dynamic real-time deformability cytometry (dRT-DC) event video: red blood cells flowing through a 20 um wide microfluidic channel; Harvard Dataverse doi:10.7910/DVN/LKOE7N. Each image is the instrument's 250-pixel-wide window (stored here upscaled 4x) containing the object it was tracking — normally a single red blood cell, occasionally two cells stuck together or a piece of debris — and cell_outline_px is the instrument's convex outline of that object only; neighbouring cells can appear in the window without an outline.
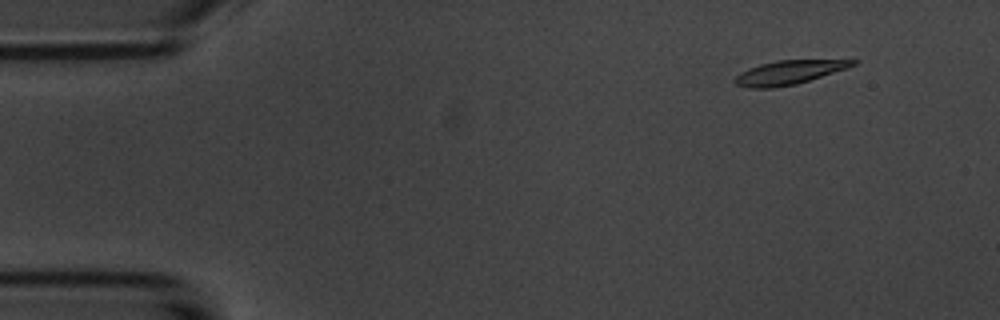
{"species": "common noctule bat (a hibernating species)", "species_latin": "Nyctalus noctula", "temperature_condition": "room temperature", "stored_images_in_passage": 4, "camera_frame_rate_fps": 3000, "um_per_image_px": 0.085, "animal": {"sex": "male", "body_mass_g": 20.1, "forearm_length_mm": 53.5}, "frame": {"image": 1, "passage_image": 2, "time_ms": 1.0, "image_size_px": [1000, 320], "cell_outline_px": [[860, 60], [856, 64], [848, 68], [796, 84], [772, 88], [748, 88], [736, 84], [732, 80], [740, 72], [748, 68], [760, 64], [776, 60]], "centroid_in_image_um": [67.02, 6.16], "position_along_channel_um": 18.0, "area_um2": 16.42}}